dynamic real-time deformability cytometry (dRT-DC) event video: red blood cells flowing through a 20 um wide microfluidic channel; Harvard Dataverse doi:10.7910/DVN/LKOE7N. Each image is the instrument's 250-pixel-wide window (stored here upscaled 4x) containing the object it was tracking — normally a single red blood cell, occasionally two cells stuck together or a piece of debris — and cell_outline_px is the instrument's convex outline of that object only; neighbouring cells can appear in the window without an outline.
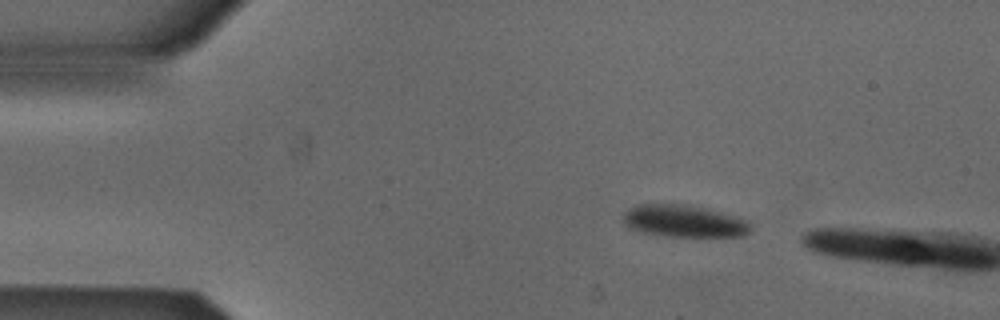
{"species": "Egyptian fruit bat (a non-hibernating species)", "species_latin": "Rousettus aegyptiacus", "temperature_condition": "cold", "stored_images_in_passage": 3, "camera_frame_rate_fps": 3000, "um_per_image_px": 0.085, "animal": {"sex": "male"}, "frame": {"image": 1, "passage_image": 1, "time_ms": 0.0, "image_size_px": [1000, 320], "cell_outline_px": [[752, 228], [744, 236], [664, 236], [640, 232], [628, 228], [620, 220], [624, 212], [628, 208], [636, 204], [680, 204], [704, 208], [732, 216], [752, 224]], "centroid_in_image_um": [58.02, 18.8], "position_along_channel_um": 27.0, "area_um2": 23.81}}